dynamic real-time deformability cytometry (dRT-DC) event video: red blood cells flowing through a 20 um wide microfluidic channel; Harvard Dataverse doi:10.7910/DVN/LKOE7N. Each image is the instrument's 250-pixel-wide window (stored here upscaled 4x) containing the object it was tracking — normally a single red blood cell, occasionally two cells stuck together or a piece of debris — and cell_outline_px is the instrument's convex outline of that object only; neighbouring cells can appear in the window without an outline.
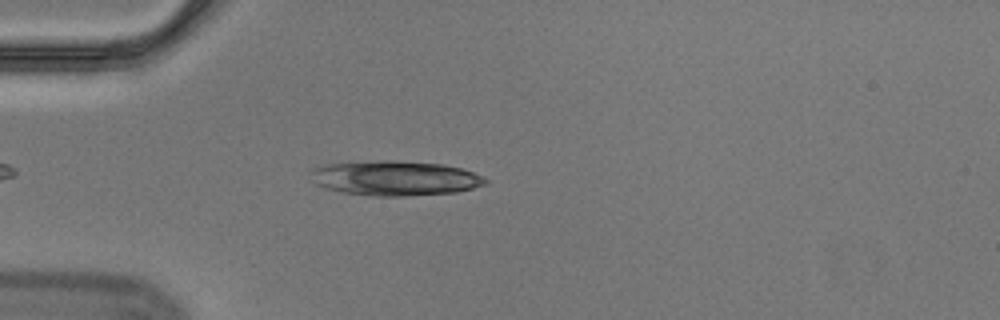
{"species": "Egyptian fruit bat (a non-hibernating species)", "species_latin": "Rousettus aegyptiacus", "temperature_condition": "cold", "stored_images_in_passage": 46, "camera_frame_rate_fps": 3000, "um_per_image_px": 0.085, "animal": {"sex": "male"}, "frame": {"image": 1, "passage_image": 6, "time_ms": 1.667, "image_size_px": [1000, 320], "cell_outline_px": [[488, 180], [484, 184], [472, 188], [456, 192], [404, 196], [372, 196], [344, 192], [328, 188], [316, 184], [308, 172], [324, 164], [380, 160], [396, 160], [444, 164], [460, 168], [484, 176]], "centroid_in_image_um": [33.58, 15.13], "position_along_channel_um": 51.4, "area_um2": 35.37}}
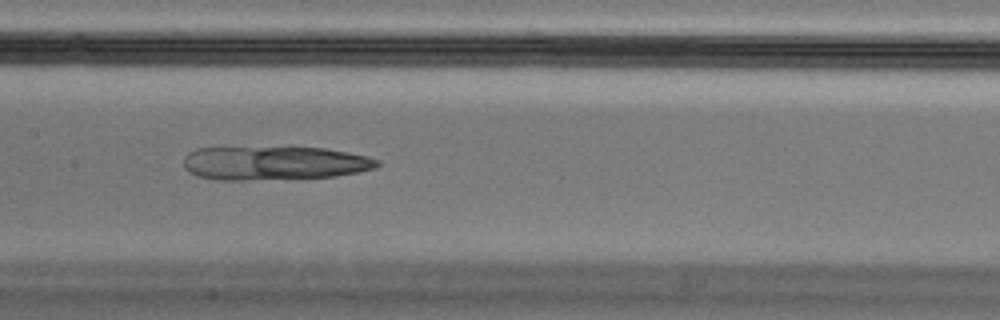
{"frame": {"image": 2, "passage_image": 18, "time_ms": 5.667, "image_size_px": [1000, 320], "cell_outline_px": [[380, 164], [376, 168], [336, 176], [248, 180], [220, 180], [196, 176], [188, 172], [184, 168], [184, 156], [188, 152], [196, 148], [324, 148], [348, 152], [368, 156], [380, 160]], "centroid_in_image_um": [23.29, 13.87], "position_along_channel_um": 184.1, "area_um2": 37.97}}